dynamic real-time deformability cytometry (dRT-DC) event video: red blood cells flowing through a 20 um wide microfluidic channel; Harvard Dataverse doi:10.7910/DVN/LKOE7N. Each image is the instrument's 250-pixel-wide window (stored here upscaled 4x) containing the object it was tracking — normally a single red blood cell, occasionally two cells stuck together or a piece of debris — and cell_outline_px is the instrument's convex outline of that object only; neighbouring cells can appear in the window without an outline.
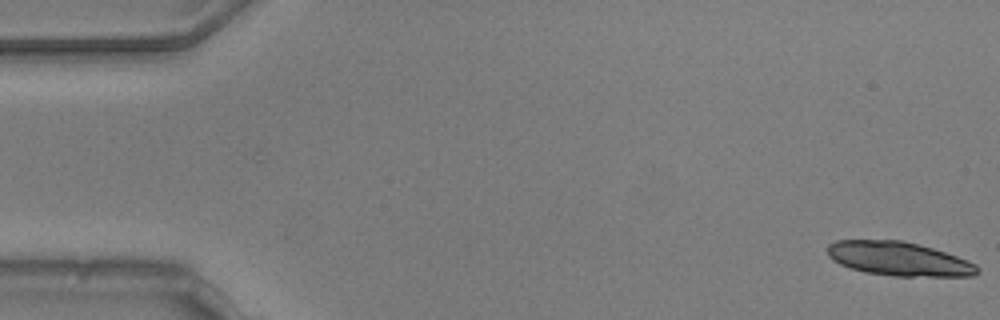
{"species": "common noctule bat (a hibernating species)", "species_latin": "Nyctalus noctula", "temperature_condition": "warm", "stored_images_in_passage": 5, "camera_frame_rate_fps": 3000, "um_per_image_px": 0.085, "animal": {"sex": "male", "body_mass_g": 20.5, "forearm_length_mm": 52.5}, "frame": {"image": 1, "passage_image": 5, "time_ms": 1.333, "image_size_px": [1000, 320], "cell_outline_px": [[980, 272], [976, 276], [892, 276], [864, 272], [840, 264], [832, 260], [828, 256], [828, 244], [836, 240], [900, 240], [932, 248], [968, 260], [976, 264], [980, 268]], "centroid_in_image_um": [76.41, 22.01], "position_along_channel_um": 8.6, "area_um2": 29.65}}